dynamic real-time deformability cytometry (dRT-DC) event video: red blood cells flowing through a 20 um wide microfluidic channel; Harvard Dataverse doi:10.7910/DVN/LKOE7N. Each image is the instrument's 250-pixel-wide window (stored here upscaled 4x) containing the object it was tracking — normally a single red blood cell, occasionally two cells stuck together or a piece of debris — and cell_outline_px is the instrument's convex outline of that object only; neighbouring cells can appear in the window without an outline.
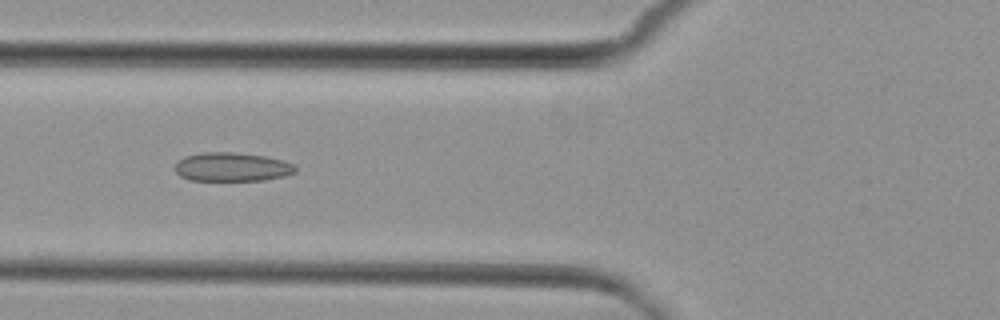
{"species": "common noctule bat (a hibernating species)", "species_latin": "Nyctalus noctula", "temperature_condition": "cold", "stored_images_in_passage": 8, "camera_frame_rate_fps": 3000, "um_per_image_px": 0.085, "animal": {"sex": "female", "body_mass_g": 29.2, "forearm_length_mm": 56.3}, "frame": {"image": 1, "passage_image": 7, "time_ms": 7.0, "image_size_px": [1000, 320], "cell_outline_px": [[296, 172], [284, 176], [264, 180], [188, 180], [180, 176], [172, 168], [184, 156], [204, 152], [232, 152], [264, 156], [284, 160], [296, 164]], "centroid_in_image_um": [19.72, 14.19], "position_along_channel_um": 106.1, "area_um2": 20.35}}
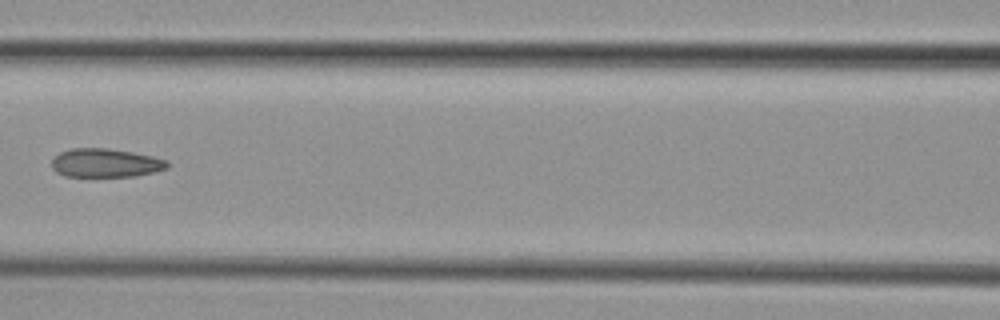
{"frame": {"image": 2, "passage_image": 8, "time_ms": 8.333, "image_size_px": [1000, 320], "cell_outline_px": [[168, 168], [156, 172], [136, 176], [64, 176], [56, 172], [52, 168], [52, 160], [60, 152], [72, 148], [108, 148], [132, 152], [152, 156], [168, 160]], "centroid_in_image_um": [8.99, 13.85], "position_along_channel_um": 157.6, "area_um2": 19.36}}